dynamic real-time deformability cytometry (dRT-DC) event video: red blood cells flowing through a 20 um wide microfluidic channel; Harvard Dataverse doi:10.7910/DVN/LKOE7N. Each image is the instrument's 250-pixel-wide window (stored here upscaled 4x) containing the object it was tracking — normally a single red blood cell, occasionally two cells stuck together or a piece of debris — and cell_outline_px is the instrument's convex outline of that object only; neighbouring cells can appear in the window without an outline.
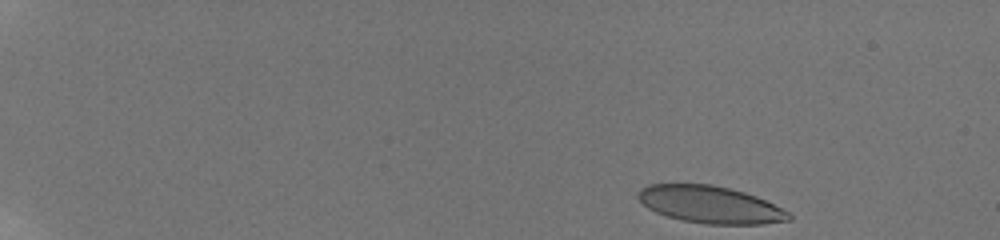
{"species": "human", "species_latin": "Homo sapiens", "temperature_condition": "room temperature", "stored_images_in_passage": 38, "camera_frame_rate_fps": 3000, "um_per_image_px": 0.085, "donor": {"sex": "male"}, "frame": {"image": 1, "passage_image": 1, "time_ms": 0.0, "image_size_px": [1000, 240], "cell_outline_px": [[792, 220], [764, 224], [704, 224], [680, 220], [656, 212], [648, 208], [636, 196], [636, 192], [640, 188], [648, 184], [712, 184], [744, 192], [756, 196], [788, 212], [792, 216]], "centroid_in_image_um": [60.34, 17.39], "position_along_channel_um": 24.7, "area_um2": 32.66}}
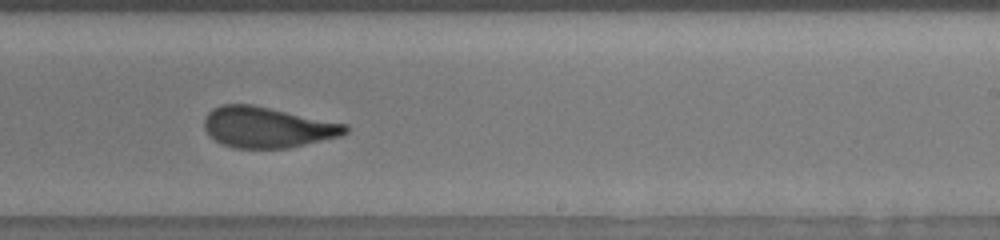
{"frame": {"image": 2, "passage_image": 25, "time_ms": 10.333, "image_size_px": [1000, 240], "cell_outline_px": [[348, 132], [340, 136], [288, 148], [232, 148], [220, 144], [208, 136], [204, 128], [204, 120], [208, 112], [212, 108], [220, 104], [252, 104], [348, 124]], "centroid_in_image_um": [22.68, 10.82], "position_along_channel_um": 266.3, "area_um2": 33.81}}
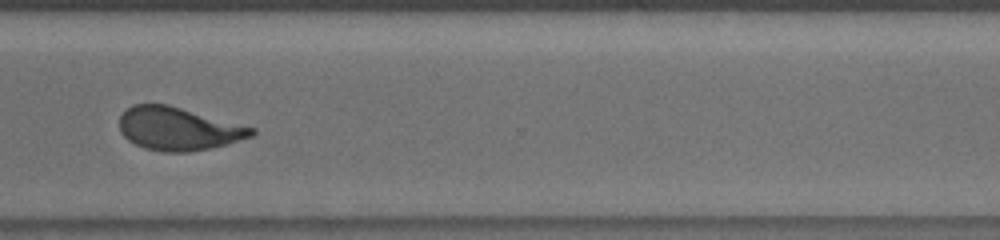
{"frame": {"image": 3, "passage_image": 30, "time_ms": 12.667, "image_size_px": [1000, 240], "cell_outline_px": [[256, 132], [252, 136], [212, 148], [188, 152], [164, 152], [144, 148], [128, 140], [120, 132], [120, 116], [132, 104], [168, 104], [256, 128]], "centroid_in_image_um": [15.16, 10.94], "position_along_channel_um": 355.4, "area_um2": 33.12}, "authors_computed_cell_mechanics": {"area_um2": 33.813, "velocity_mm_per_s": 3.8137, "shape_relaxation_time_tau1_ms": null, "shape_relaxation_time_tau2_ms": 1.051, "deformation_change_tau1": null, "deformation_change_tau2": 0.0986}}